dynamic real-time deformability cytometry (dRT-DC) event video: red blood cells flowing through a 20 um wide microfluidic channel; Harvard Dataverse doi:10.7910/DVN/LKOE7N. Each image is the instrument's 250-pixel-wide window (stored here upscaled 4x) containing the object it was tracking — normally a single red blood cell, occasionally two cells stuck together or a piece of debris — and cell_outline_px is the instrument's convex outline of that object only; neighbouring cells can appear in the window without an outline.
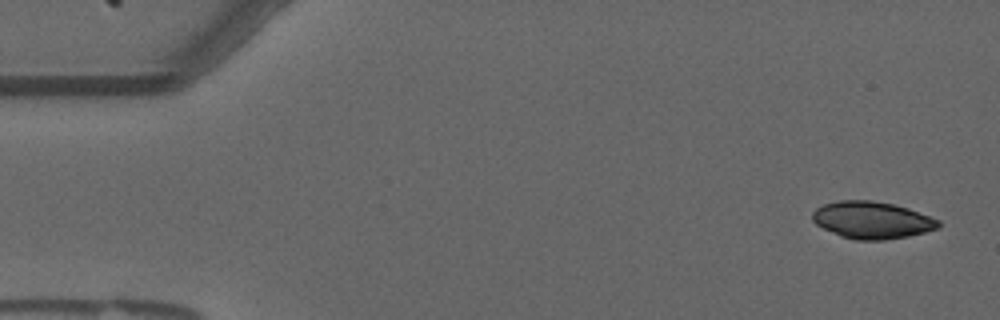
{"species": "common noctule bat (a hibernating species)", "species_latin": "Nyctalus noctula", "temperature_condition": "warm", "stored_images_in_passage": 30, "camera_frame_rate_fps": 3000, "um_per_image_px": 0.085, "animal": {"sex": "male", "forearm_length_mm": 52.5}, "frame": {"image": 1, "passage_image": 2, "time_ms": 0.333, "image_size_px": [1000, 320], "cell_outline_px": [[940, 228], [908, 236], [884, 240], [856, 240], [840, 236], [816, 224], [812, 220], [812, 212], [816, 208], [824, 204], [840, 200], [872, 200], [892, 204], [908, 208], [940, 220]], "centroid_in_image_um": [74.12, 18.71], "position_along_channel_um": 10.9, "area_um2": 27.22}}
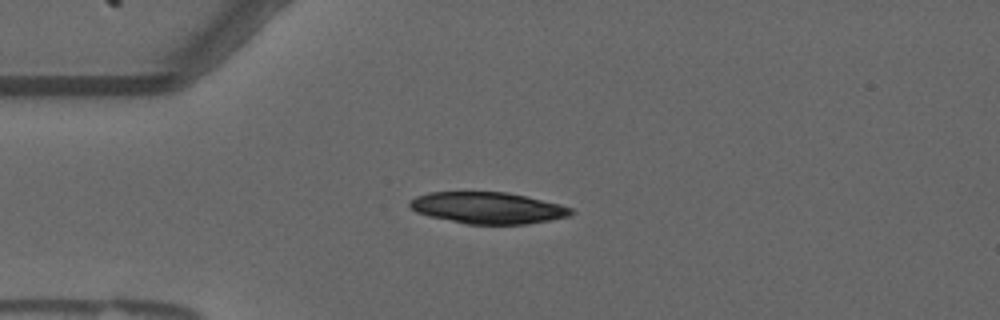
{"frame": {"image": 2, "passage_image": 13, "time_ms": 4.0, "image_size_px": [1000, 320], "cell_outline_px": [[576, 212], [568, 216], [548, 220], [524, 224], [468, 224], [428, 216], [416, 212], [408, 204], [408, 200], [416, 196], [428, 192], [508, 192], [560, 204], [572, 208]], "centroid_in_image_um": [41.44, 17.66], "position_along_channel_um": 43.6, "area_um2": 29.59}}